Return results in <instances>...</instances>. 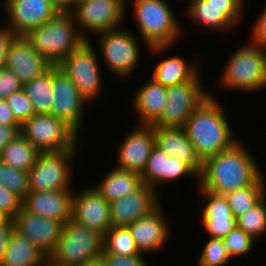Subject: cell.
I'll list each match as a JSON object with an SVG mask.
<instances>
[{"mask_svg":"<svg viewBox=\"0 0 266 266\" xmlns=\"http://www.w3.org/2000/svg\"><path fill=\"white\" fill-rule=\"evenodd\" d=\"M241 138L231 148L220 152L203 163L199 186L216 195L253 185L263 174L257 157L253 156L250 145Z\"/></svg>","mask_w":266,"mask_h":266,"instance_id":"obj_1","label":"cell"},{"mask_svg":"<svg viewBox=\"0 0 266 266\" xmlns=\"http://www.w3.org/2000/svg\"><path fill=\"white\" fill-rule=\"evenodd\" d=\"M215 89H211V96L191 114L183 127L203 163L231 148L243 137L232 128V121L224 112Z\"/></svg>","mask_w":266,"mask_h":266,"instance_id":"obj_2","label":"cell"},{"mask_svg":"<svg viewBox=\"0 0 266 266\" xmlns=\"http://www.w3.org/2000/svg\"><path fill=\"white\" fill-rule=\"evenodd\" d=\"M173 7L167 0H127L126 24L131 18L136 34L148 47L178 46L188 36Z\"/></svg>","mask_w":266,"mask_h":266,"instance_id":"obj_3","label":"cell"},{"mask_svg":"<svg viewBox=\"0 0 266 266\" xmlns=\"http://www.w3.org/2000/svg\"><path fill=\"white\" fill-rule=\"evenodd\" d=\"M234 49L215 79L217 89L242 95L266 90V48L246 38Z\"/></svg>","mask_w":266,"mask_h":266,"instance_id":"obj_4","label":"cell"},{"mask_svg":"<svg viewBox=\"0 0 266 266\" xmlns=\"http://www.w3.org/2000/svg\"><path fill=\"white\" fill-rule=\"evenodd\" d=\"M90 42L97 49L102 66L105 65L103 68L108 71L107 76L112 75L115 78L114 82L117 79L124 82L126 79L131 80L140 69L142 54L149 50L142 39L134 30L131 28L129 30L127 25L98 34L95 38H91ZM144 50L146 51L143 52Z\"/></svg>","mask_w":266,"mask_h":266,"instance_id":"obj_5","label":"cell"},{"mask_svg":"<svg viewBox=\"0 0 266 266\" xmlns=\"http://www.w3.org/2000/svg\"><path fill=\"white\" fill-rule=\"evenodd\" d=\"M24 37L52 66H58L86 41L80 35L70 10H60L54 17L30 30Z\"/></svg>","mask_w":266,"mask_h":266,"instance_id":"obj_6","label":"cell"},{"mask_svg":"<svg viewBox=\"0 0 266 266\" xmlns=\"http://www.w3.org/2000/svg\"><path fill=\"white\" fill-rule=\"evenodd\" d=\"M58 66L72 80L79 94L91 107L96 106L106 95L104 85L108 82L104 83L106 79L103 75L107 73L103 71L97 49L90 41H85L72 51Z\"/></svg>","mask_w":266,"mask_h":266,"instance_id":"obj_7","label":"cell"},{"mask_svg":"<svg viewBox=\"0 0 266 266\" xmlns=\"http://www.w3.org/2000/svg\"><path fill=\"white\" fill-rule=\"evenodd\" d=\"M82 142L74 150L39 152L28 171L29 191H60L75 188L73 175ZM74 182V183H73ZM74 186V187H73Z\"/></svg>","mask_w":266,"mask_h":266,"instance_id":"obj_8","label":"cell"},{"mask_svg":"<svg viewBox=\"0 0 266 266\" xmlns=\"http://www.w3.org/2000/svg\"><path fill=\"white\" fill-rule=\"evenodd\" d=\"M103 251V235L70 219L63 225L60 240L48 257V263L54 266H77L101 257Z\"/></svg>","mask_w":266,"mask_h":266,"instance_id":"obj_9","label":"cell"},{"mask_svg":"<svg viewBox=\"0 0 266 266\" xmlns=\"http://www.w3.org/2000/svg\"><path fill=\"white\" fill-rule=\"evenodd\" d=\"M201 70L191 81L167 87L166 104L158 128H183L191 114L211 96V87L202 78ZM204 82V83H203Z\"/></svg>","mask_w":266,"mask_h":266,"instance_id":"obj_10","label":"cell"},{"mask_svg":"<svg viewBox=\"0 0 266 266\" xmlns=\"http://www.w3.org/2000/svg\"><path fill=\"white\" fill-rule=\"evenodd\" d=\"M126 6L127 0H78L70 11L80 35L90 41L98 34L123 27Z\"/></svg>","mask_w":266,"mask_h":266,"instance_id":"obj_11","label":"cell"},{"mask_svg":"<svg viewBox=\"0 0 266 266\" xmlns=\"http://www.w3.org/2000/svg\"><path fill=\"white\" fill-rule=\"evenodd\" d=\"M20 133L38 152L74 150L83 140L64 121L51 114H34L27 119Z\"/></svg>","mask_w":266,"mask_h":266,"instance_id":"obj_12","label":"cell"},{"mask_svg":"<svg viewBox=\"0 0 266 266\" xmlns=\"http://www.w3.org/2000/svg\"><path fill=\"white\" fill-rule=\"evenodd\" d=\"M52 92L50 114L64 121L82 138L87 127L86 113L91 105L79 94L77 87L59 66H54Z\"/></svg>","mask_w":266,"mask_h":266,"instance_id":"obj_13","label":"cell"},{"mask_svg":"<svg viewBox=\"0 0 266 266\" xmlns=\"http://www.w3.org/2000/svg\"><path fill=\"white\" fill-rule=\"evenodd\" d=\"M0 19L17 35L25 36L61 9L52 0H0ZM5 15V16H4Z\"/></svg>","mask_w":266,"mask_h":266,"instance_id":"obj_14","label":"cell"},{"mask_svg":"<svg viewBox=\"0 0 266 266\" xmlns=\"http://www.w3.org/2000/svg\"><path fill=\"white\" fill-rule=\"evenodd\" d=\"M184 6L185 19L197 27V30L219 33V35L236 32L235 29L242 26L241 23L245 19L243 17L247 15L246 10H249V8H215L207 0H191Z\"/></svg>","mask_w":266,"mask_h":266,"instance_id":"obj_15","label":"cell"},{"mask_svg":"<svg viewBox=\"0 0 266 266\" xmlns=\"http://www.w3.org/2000/svg\"><path fill=\"white\" fill-rule=\"evenodd\" d=\"M163 201L150 214L139 218L128 226L140 253L150 256L159 253L168 246L173 233L169 211H166ZM169 240V241H168ZM168 243V244H167ZM159 251V252H158Z\"/></svg>","mask_w":266,"mask_h":266,"instance_id":"obj_16","label":"cell"},{"mask_svg":"<svg viewBox=\"0 0 266 266\" xmlns=\"http://www.w3.org/2000/svg\"><path fill=\"white\" fill-rule=\"evenodd\" d=\"M120 139L116 149L115 159L117 168L137 172L140 175L146 168L151 151L155 147V130L153 126L133 125L129 132Z\"/></svg>","mask_w":266,"mask_h":266,"instance_id":"obj_17","label":"cell"},{"mask_svg":"<svg viewBox=\"0 0 266 266\" xmlns=\"http://www.w3.org/2000/svg\"><path fill=\"white\" fill-rule=\"evenodd\" d=\"M141 178L143 184L154 188L160 195L164 187L169 188L185 179L194 180L195 189L199 186V177L185 163L169 156L156 146L151 151Z\"/></svg>","mask_w":266,"mask_h":266,"instance_id":"obj_18","label":"cell"},{"mask_svg":"<svg viewBox=\"0 0 266 266\" xmlns=\"http://www.w3.org/2000/svg\"><path fill=\"white\" fill-rule=\"evenodd\" d=\"M175 47L176 45L152 46L149 47L147 52L150 53L148 55H153V59L159 60L155 61L153 71L151 70L152 73L148 74H150V77L157 83L165 87L191 81L203 69L200 67L202 64L197 56H195L196 58L194 57L193 59L186 60V58L181 55H172L173 53L171 52ZM166 52H170L171 55L169 56L168 54V56H166Z\"/></svg>","mask_w":266,"mask_h":266,"instance_id":"obj_19","label":"cell"},{"mask_svg":"<svg viewBox=\"0 0 266 266\" xmlns=\"http://www.w3.org/2000/svg\"><path fill=\"white\" fill-rule=\"evenodd\" d=\"M74 188L72 196V217L75 222L105 236L112 227L110 221V203H108L92 185L82 189Z\"/></svg>","mask_w":266,"mask_h":266,"instance_id":"obj_20","label":"cell"},{"mask_svg":"<svg viewBox=\"0 0 266 266\" xmlns=\"http://www.w3.org/2000/svg\"><path fill=\"white\" fill-rule=\"evenodd\" d=\"M154 188L142 184L137 190L110 203L112 227H128L141 217L154 211L163 201Z\"/></svg>","mask_w":266,"mask_h":266,"instance_id":"obj_21","label":"cell"},{"mask_svg":"<svg viewBox=\"0 0 266 266\" xmlns=\"http://www.w3.org/2000/svg\"><path fill=\"white\" fill-rule=\"evenodd\" d=\"M13 228L26 237L47 257L54 251L60 240L64 223L28 213L23 208L12 218Z\"/></svg>","mask_w":266,"mask_h":266,"instance_id":"obj_22","label":"cell"},{"mask_svg":"<svg viewBox=\"0 0 266 266\" xmlns=\"http://www.w3.org/2000/svg\"><path fill=\"white\" fill-rule=\"evenodd\" d=\"M196 191L200 199L199 205L202 206L199 218L202 230H205L207 237L224 239L237 226L236 218L226 197L210 193L200 186L196 188Z\"/></svg>","mask_w":266,"mask_h":266,"instance_id":"obj_23","label":"cell"},{"mask_svg":"<svg viewBox=\"0 0 266 266\" xmlns=\"http://www.w3.org/2000/svg\"><path fill=\"white\" fill-rule=\"evenodd\" d=\"M74 189L60 191H29L22 200V208L44 218L66 223L72 217Z\"/></svg>","mask_w":266,"mask_h":266,"instance_id":"obj_24","label":"cell"},{"mask_svg":"<svg viewBox=\"0 0 266 266\" xmlns=\"http://www.w3.org/2000/svg\"><path fill=\"white\" fill-rule=\"evenodd\" d=\"M5 67L25 84L42 76L52 65L32 48L24 36H16L9 46Z\"/></svg>","mask_w":266,"mask_h":266,"instance_id":"obj_25","label":"cell"},{"mask_svg":"<svg viewBox=\"0 0 266 266\" xmlns=\"http://www.w3.org/2000/svg\"><path fill=\"white\" fill-rule=\"evenodd\" d=\"M141 86L133 93L130 100L136 125L153 126L161 117L166 102L167 87L157 83L153 78L144 79Z\"/></svg>","mask_w":266,"mask_h":266,"instance_id":"obj_26","label":"cell"},{"mask_svg":"<svg viewBox=\"0 0 266 266\" xmlns=\"http://www.w3.org/2000/svg\"><path fill=\"white\" fill-rule=\"evenodd\" d=\"M155 130V146L185 163L198 177L203 170V162L187 138L184 128H158Z\"/></svg>","mask_w":266,"mask_h":266,"instance_id":"obj_27","label":"cell"},{"mask_svg":"<svg viewBox=\"0 0 266 266\" xmlns=\"http://www.w3.org/2000/svg\"><path fill=\"white\" fill-rule=\"evenodd\" d=\"M107 170L106 174L103 173L101 179L97 180V183H92V186L108 203L125 197L143 184L141 175L137 172L113 165Z\"/></svg>","mask_w":266,"mask_h":266,"instance_id":"obj_28","label":"cell"},{"mask_svg":"<svg viewBox=\"0 0 266 266\" xmlns=\"http://www.w3.org/2000/svg\"><path fill=\"white\" fill-rule=\"evenodd\" d=\"M48 257L26 237L12 231L0 266H46Z\"/></svg>","mask_w":266,"mask_h":266,"instance_id":"obj_29","label":"cell"},{"mask_svg":"<svg viewBox=\"0 0 266 266\" xmlns=\"http://www.w3.org/2000/svg\"><path fill=\"white\" fill-rule=\"evenodd\" d=\"M53 78L54 66L42 76L23 84L22 89L31 101L35 114H50L53 103Z\"/></svg>","mask_w":266,"mask_h":266,"instance_id":"obj_30","label":"cell"},{"mask_svg":"<svg viewBox=\"0 0 266 266\" xmlns=\"http://www.w3.org/2000/svg\"><path fill=\"white\" fill-rule=\"evenodd\" d=\"M38 151L21 133L2 151L0 160L15 169L28 172L37 159Z\"/></svg>","mask_w":266,"mask_h":266,"instance_id":"obj_31","label":"cell"},{"mask_svg":"<svg viewBox=\"0 0 266 266\" xmlns=\"http://www.w3.org/2000/svg\"><path fill=\"white\" fill-rule=\"evenodd\" d=\"M266 195V173L253 185L244 187L224 195L237 219L247 210L255 206Z\"/></svg>","mask_w":266,"mask_h":266,"instance_id":"obj_32","label":"cell"},{"mask_svg":"<svg viewBox=\"0 0 266 266\" xmlns=\"http://www.w3.org/2000/svg\"><path fill=\"white\" fill-rule=\"evenodd\" d=\"M237 227L256 242L266 239V195L252 208L236 219Z\"/></svg>","mask_w":266,"mask_h":266,"instance_id":"obj_33","label":"cell"},{"mask_svg":"<svg viewBox=\"0 0 266 266\" xmlns=\"http://www.w3.org/2000/svg\"><path fill=\"white\" fill-rule=\"evenodd\" d=\"M104 250L117 255H139L128 227H111L104 236Z\"/></svg>","mask_w":266,"mask_h":266,"instance_id":"obj_34","label":"cell"},{"mask_svg":"<svg viewBox=\"0 0 266 266\" xmlns=\"http://www.w3.org/2000/svg\"><path fill=\"white\" fill-rule=\"evenodd\" d=\"M202 251L196 257V266H229L233 261L223 239L206 237Z\"/></svg>","mask_w":266,"mask_h":266,"instance_id":"obj_35","label":"cell"},{"mask_svg":"<svg viewBox=\"0 0 266 266\" xmlns=\"http://www.w3.org/2000/svg\"><path fill=\"white\" fill-rule=\"evenodd\" d=\"M0 184L23 200L29 192L28 172L8 166L0 160Z\"/></svg>","mask_w":266,"mask_h":266,"instance_id":"obj_36","label":"cell"},{"mask_svg":"<svg viewBox=\"0 0 266 266\" xmlns=\"http://www.w3.org/2000/svg\"><path fill=\"white\" fill-rule=\"evenodd\" d=\"M225 247L228 249L232 259L249 255L257 243L252 237L246 234L239 227H235L224 239ZM253 248V249H252Z\"/></svg>","mask_w":266,"mask_h":266,"instance_id":"obj_37","label":"cell"},{"mask_svg":"<svg viewBox=\"0 0 266 266\" xmlns=\"http://www.w3.org/2000/svg\"><path fill=\"white\" fill-rule=\"evenodd\" d=\"M5 101L8 103L15 119L21 125L35 114L32 103L26 96L23 89L12 93L5 99Z\"/></svg>","mask_w":266,"mask_h":266,"instance_id":"obj_38","label":"cell"},{"mask_svg":"<svg viewBox=\"0 0 266 266\" xmlns=\"http://www.w3.org/2000/svg\"><path fill=\"white\" fill-rule=\"evenodd\" d=\"M146 254H139V255H117L107 253L105 250L101 255L103 263L105 266H150L149 258Z\"/></svg>","mask_w":266,"mask_h":266,"instance_id":"obj_39","label":"cell"},{"mask_svg":"<svg viewBox=\"0 0 266 266\" xmlns=\"http://www.w3.org/2000/svg\"><path fill=\"white\" fill-rule=\"evenodd\" d=\"M23 83L10 69L0 68V100H5L12 93L22 90Z\"/></svg>","mask_w":266,"mask_h":266,"instance_id":"obj_40","label":"cell"},{"mask_svg":"<svg viewBox=\"0 0 266 266\" xmlns=\"http://www.w3.org/2000/svg\"><path fill=\"white\" fill-rule=\"evenodd\" d=\"M22 209V199L0 184V210L11 219Z\"/></svg>","mask_w":266,"mask_h":266,"instance_id":"obj_41","label":"cell"},{"mask_svg":"<svg viewBox=\"0 0 266 266\" xmlns=\"http://www.w3.org/2000/svg\"><path fill=\"white\" fill-rule=\"evenodd\" d=\"M261 12H258V16L255 17L253 23L251 21L249 30V38L253 43L258 44L266 48V5L262 8Z\"/></svg>","mask_w":266,"mask_h":266,"instance_id":"obj_42","label":"cell"},{"mask_svg":"<svg viewBox=\"0 0 266 266\" xmlns=\"http://www.w3.org/2000/svg\"><path fill=\"white\" fill-rule=\"evenodd\" d=\"M0 68L5 67L9 46L17 36L2 20H0Z\"/></svg>","mask_w":266,"mask_h":266,"instance_id":"obj_43","label":"cell"},{"mask_svg":"<svg viewBox=\"0 0 266 266\" xmlns=\"http://www.w3.org/2000/svg\"><path fill=\"white\" fill-rule=\"evenodd\" d=\"M21 126L0 124V154L3 149L20 133Z\"/></svg>","mask_w":266,"mask_h":266,"instance_id":"obj_44","label":"cell"},{"mask_svg":"<svg viewBox=\"0 0 266 266\" xmlns=\"http://www.w3.org/2000/svg\"><path fill=\"white\" fill-rule=\"evenodd\" d=\"M0 124L7 126H21V124L15 119L5 100H0Z\"/></svg>","mask_w":266,"mask_h":266,"instance_id":"obj_45","label":"cell"},{"mask_svg":"<svg viewBox=\"0 0 266 266\" xmlns=\"http://www.w3.org/2000/svg\"><path fill=\"white\" fill-rule=\"evenodd\" d=\"M13 230L12 219H10L6 224L0 225V263L4 257V253L6 252V247Z\"/></svg>","mask_w":266,"mask_h":266,"instance_id":"obj_46","label":"cell"},{"mask_svg":"<svg viewBox=\"0 0 266 266\" xmlns=\"http://www.w3.org/2000/svg\"><path fill=\"white\" fill-rule=\"evenodd\" d=\"M215 8H248V0H207ZM248 5V7H247Z\"/></svg>","mask_w":266,"mask_h":266,"instance_id":"obj_47","label":"cell"},{"mask_svg":"<svg viewBox=\"0 0 266 266\" xmlns=\"http://www.w3.org/2000/svg\"><path fill=\"white\" fill-rule=\"evenodd\" d=\"M61 10H71L78 0H52Z\"/></svg>","mask_w":266,"mask_h":266,"instance_id":"obj_48","label":"cell"},{"mask_svg":"<svg viewBox=\"0 0 266 266\" xmlns=\"http://www.w3.org/2000/svg\"><path fill=\"white\" fill-rule=\"evenodd\" d=\"M77 266H105L101 257L86 261Z\"/></svg>","mask_w":266,"mask_h":266,"instance_id":"obj_49","label":"cell"},{"mask_svg":"<svg viewBox=\"0 0 266 266\" xmlns=\"http://www.w3.org/2000/svg\"><path fill=\"white\" fill-rule=\"evenodd\" d=\"M11 218L0 210V225L6 224Z\"/></svg>","mask_w":266,"mask_h":266,"instance_id":"obj_50","label":"cell"},{"mask_svg":"<svg viewBox=\"0 0 266 266\" xmlns=\"http://www.w3.org/2000/svg\"><path fill=\"white\" fill-rule=\"evenodd\" d=\"M180 1H181L182 3L185 2L184 4L186 5V4H187L189 1H191V0H178V2H180Z\"/></svg>","mask_w":266,"mask_h":266,"instance_id":"obj_51","label":"cell"},{"mask_svg":"<svg viewBox=\"0 0 266 266\" xmlns=\"http://www.w3.org/2000/svg\"><path fill=\"white\" fill-rule=\"evenodd\" d=\"M46 266H54V265H52V264H50V263L47 262Z\"/></svg>","mask_w":266,"mask_h":266,"instance_id":"obj_52","label":"cell"}]
</instances>
